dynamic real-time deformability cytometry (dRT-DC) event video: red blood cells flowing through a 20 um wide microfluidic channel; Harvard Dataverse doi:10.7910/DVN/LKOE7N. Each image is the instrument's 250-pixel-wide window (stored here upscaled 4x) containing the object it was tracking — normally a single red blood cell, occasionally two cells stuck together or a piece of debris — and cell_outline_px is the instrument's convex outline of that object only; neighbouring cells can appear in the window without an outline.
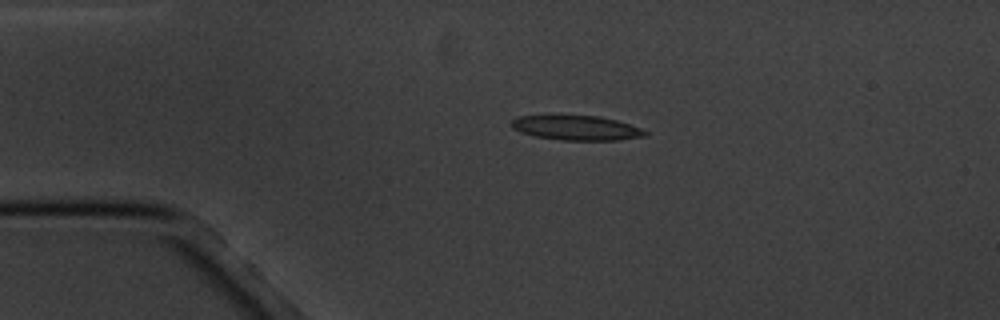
{"species": "common noctule bat (a hibernating species)", "species_latin": "Nyctalus noctula", "temperature_condition": "cold", "stored_images_in_passage": 2, "camera_frame_rate_fps": 3000, "um_per_image_px": 0.085, "animal": {"sex": "male", "body_mass_g": 20.1, "forearm_length_mm": 53.5}, "frame": {"image": 1, "passage_image": 1, "time_ms": 0.0, "image_size_px": [1000, 320], "cell_outline_px": [[648, 136], [616, 140], [560, 140], [536, 136], [520, 132], [512, 128], [508, 124], [516, 116], [548, 112], [600, 116], [616, 120], [640, 128], [648, 132]], "centroid_in_image_um": [48.87, 10.81], "position_along_channel_um": 36.1, "area_um2": 20.35}}